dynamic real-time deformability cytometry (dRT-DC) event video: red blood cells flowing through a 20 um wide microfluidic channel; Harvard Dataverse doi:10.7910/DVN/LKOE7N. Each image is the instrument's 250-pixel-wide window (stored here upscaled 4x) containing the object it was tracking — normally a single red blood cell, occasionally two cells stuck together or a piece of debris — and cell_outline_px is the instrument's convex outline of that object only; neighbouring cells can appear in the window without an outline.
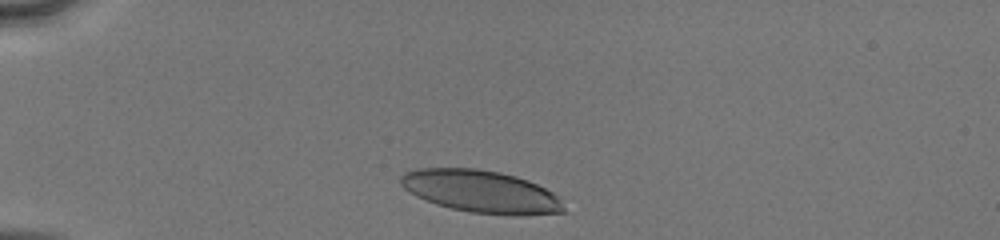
{"species": "human", "species_latin": "Homo sapiens", "temperature_condition": "cold", "stored_images_in_passage": 32, "camera_frame_rate_fps": 3000, "um_per_image_px": 0.085, "donor": {"sex": "male"}, "frame": {"image": 1, "passage_image": 2, "time_ms": 0.333, "image_size_px": [1000, 240], "cell_outline_px": [[568, 212], [468, 212], [436, 204], [416, 196], [404, 188], [400, 184], [400, 176], [408, 172], [420, 168], [476, 168], [500, 172], [516, 176], [528, 180], [552, 192], [556, 196]], "centroid_in_image_um": [40.79, 16.22], "position_along_channel_um": 44.2, "area_um2": 38.84}}
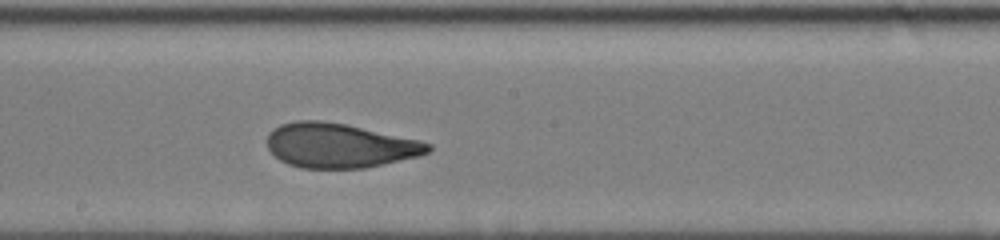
{"frame": {"image": 2, "passage_image": 18, "time_ms": 5.667, "image_size_px": [1000, 240], "cell_outline_px": [[432, 148], [428, 152], [420, 156], [384, 164], [364, 168], [300, 168], [288, 164], [280, 160], [268, 148], [268, 132], [272, 128], [280, 124], [296, 120], [320, 120], [344, 124], [420, 140], [432, 144]], "centroid_in_image_um": [28.85, 12.37], "position_along_channel_um": 219.3, "area_um2": 41.73}}
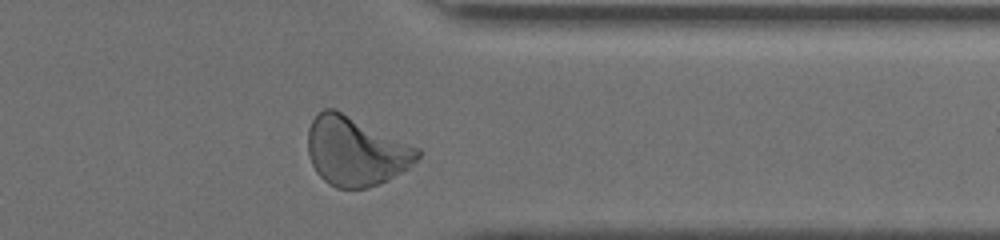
{"frame": {"image": 3, "passage_image": 30, "time_ms": 9.667, "image_size_px": [1000, 240], "cell_outline_px": [[420, 156], [408, 168], [388, 180], [368, 188], [336, 188], [328, 184], [316, 172], [308, 156], [308, 128], [312, 120], [324, 108], [332, 108], [420, 148]], "centroid_in_image_um": [30.22, 12.88], "position_along_channel_um": 381.2, "area_um2": 43.81}, "authors_computed_cell_mechanics": {"area_um2": 41.7316, "velocity_mm_per_s": 4.1031, "shape_relaxation_time_tau1_ms": 3.9072, "shape_relaxation_time_tau2_ms": 0.7926, "deformation_change_tau1": 0.1871, "deformation_change_tau2": 0.0733}}